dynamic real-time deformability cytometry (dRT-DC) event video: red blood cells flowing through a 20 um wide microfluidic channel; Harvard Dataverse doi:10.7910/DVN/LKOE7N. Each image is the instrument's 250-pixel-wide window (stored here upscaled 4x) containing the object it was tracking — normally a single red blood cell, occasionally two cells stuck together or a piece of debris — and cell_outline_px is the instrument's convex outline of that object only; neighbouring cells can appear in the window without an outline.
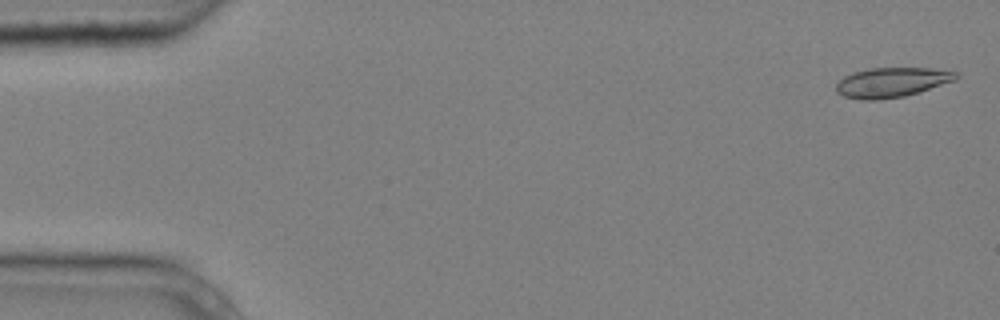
{"species": "common noctule bat (a hibernating species)", "species_latin": "Nyctalus noctula", "temperature_condition": "cold", "stored_images_in_passage": 4, "camera_frame_rate_fps": 3000, "um_per_image_px": 0.085, "animal": {"sex": "male", "body_mass_g": 20.4}, "frame": {"image": 1, "passage_image": 1, "time_ms": 0.0, "image_size_px": [1000, 320], "cell_outline_px": [[960, 76], [956, 80], [904, 96], [876, 100], [860, 100], [844, 96], [836, 92], [836, 84], [844, 76], [852, 72], [868, 68], [928, 68], [960, 72]], "centroid_in_image_um": [75.79, 6.99], "position_along_channel_um": 9.2, "area_um2": 20.81}}
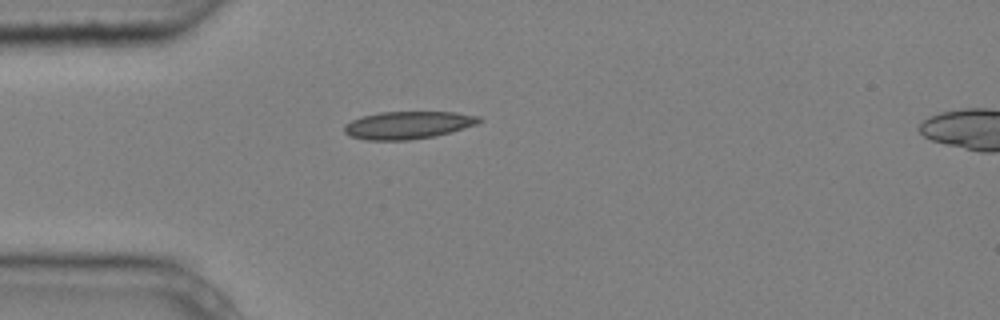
{"frame": {"image": 2, "passage_image": 4, "time_ms": 1.0, "image_size_px": [1000, 320], "cell_outline_px": [[484, 120], [476, 124], [452, 132], [436, 136], [408, 140], [364, 140], [352, 136], [344, 132], [344, 124], [352, 120], [364, 116], [380, 112], [456, 112], [480, 116]], "centroid_in_image_um": [34.71, 10.63], "position_along_channel_um": 50.3, "area_um2": 21.73}}